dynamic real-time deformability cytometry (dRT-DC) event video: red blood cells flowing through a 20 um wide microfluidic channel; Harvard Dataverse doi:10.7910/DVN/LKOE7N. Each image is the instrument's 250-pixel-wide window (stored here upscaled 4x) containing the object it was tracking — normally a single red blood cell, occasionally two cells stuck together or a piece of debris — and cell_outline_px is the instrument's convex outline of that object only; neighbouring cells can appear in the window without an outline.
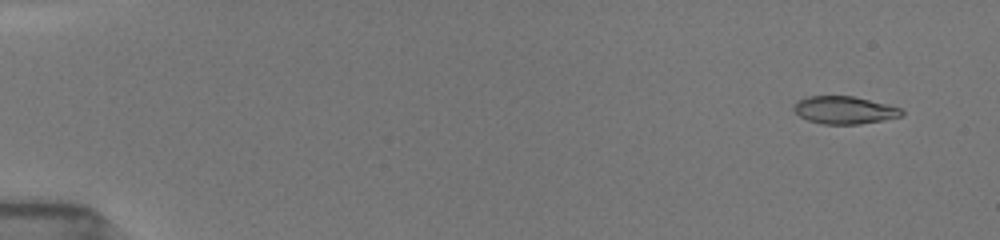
{"species": "common noctule bat (a hibernating species)", "species_latin": "Nyctalus noctula", "temperature_condition": "room temperature", "stored_images_in_passage": 86, "camera_frame_rate_fps": 3000, "um_per_image_px": 0.085, "animal": {"sex": "female", "body_mass_g": 19.5, "forearm_length_mm": 54.1}, "frame": {"image": 1, "passage_image": 3, "time_ms": 0.667, "image_size_px": [1000, 240], "cell_outline_px": [[904, 112], [900, 116], [860, 124], [820, 124], [808, 120], [800, 116], [792, 108], [796, 100], [808, 96], [852, 96], [888, 104], [900, 108]], "centroid_in_image_um": [71.72, 9.35], "position_along_channel_um": 13.3, "area_um2": 17.28}}
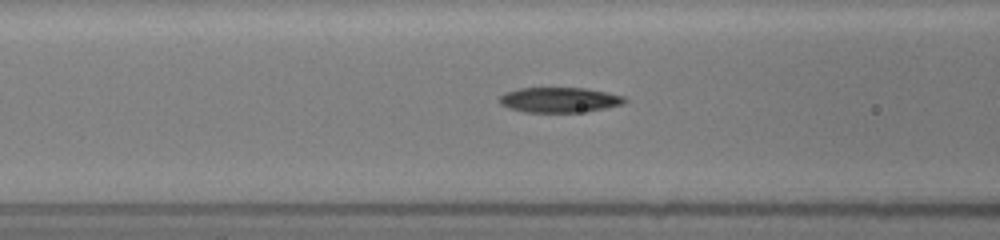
{"frame": {"image": 2, "passage_image": 35, "time_ms": 7.0, "image_size_px": [1000, 240], "cell_outline_px": [[628, 100], [624, 104], [584, 112], [524, 112], [508, 108], [500, 104], [500, 96], [504, 92], [520, 88], [584, 88], [608, 92], [624, 96]], "centroid_in_image_um": [47.56, 8.49], "position_along_channel_um": 119.0, "area_um2": 18.44}}
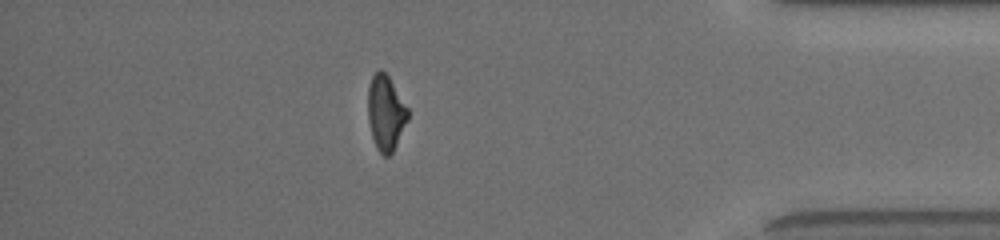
{"frame": {"image": 3, "passage_image": 75, "time_ms": 15.0, "image_size_px": [1000, 240], "cell_outline_px": [[408, 120], [392, 152], [388, 156], [384, 156], [376, 148], [372, 136], [368, 120], [368, 88], [372, 76], [380, 68], [388, 76], [408, 108]], "centroid_in_image_um": [32.78, 9.59], "position_along_channel_um": 402.4, "area_um2": 17.28}, "authors_computed_cell_mechanics": {"area_um2": 18.207, "velocity_mm_per_s": 3.9395, "shape_relaxation_time_tau1_ms": 5.1444, "shape_relaxation_time_tau2_ms": 4.0732, "deformation_change_tau1": 0.2175, "deformation_change_tau2": 0.1051}}